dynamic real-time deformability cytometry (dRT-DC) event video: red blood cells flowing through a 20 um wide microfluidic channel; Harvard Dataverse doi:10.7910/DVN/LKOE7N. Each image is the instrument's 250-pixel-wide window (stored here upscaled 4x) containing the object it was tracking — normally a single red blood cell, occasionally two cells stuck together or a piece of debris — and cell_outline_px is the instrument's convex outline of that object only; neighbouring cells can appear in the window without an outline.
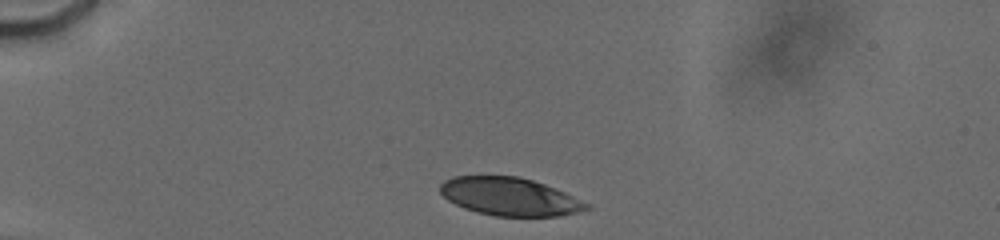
{"species": "human", "species_latin": "Homo sapiens", "temperature_condition": "cold", "stored_images_in_passage": 14, "camera_frame_rate_fps": 3000, "um_per_image_px": 0.085, "donor": {"sex": "male"}, "frame": {"image": 1, "passage_image": 3, "time_ms": 0.333, "image_size_px": [1000, 240], "cell_outline_px": [[592, 208], [580, 212], [560, 216], [496, 216], [476, 212], [464, 208], [448, 200], [440, 192], [440, 184], [444, 180], [452, 176], [516, 176], [532, 180], [544, 184], [564, 192], [592, 204]], "centroid_in_image_um": [43.35, 16.72], "position_along_channel_um": 41.6, "area_um2": 32.54}}